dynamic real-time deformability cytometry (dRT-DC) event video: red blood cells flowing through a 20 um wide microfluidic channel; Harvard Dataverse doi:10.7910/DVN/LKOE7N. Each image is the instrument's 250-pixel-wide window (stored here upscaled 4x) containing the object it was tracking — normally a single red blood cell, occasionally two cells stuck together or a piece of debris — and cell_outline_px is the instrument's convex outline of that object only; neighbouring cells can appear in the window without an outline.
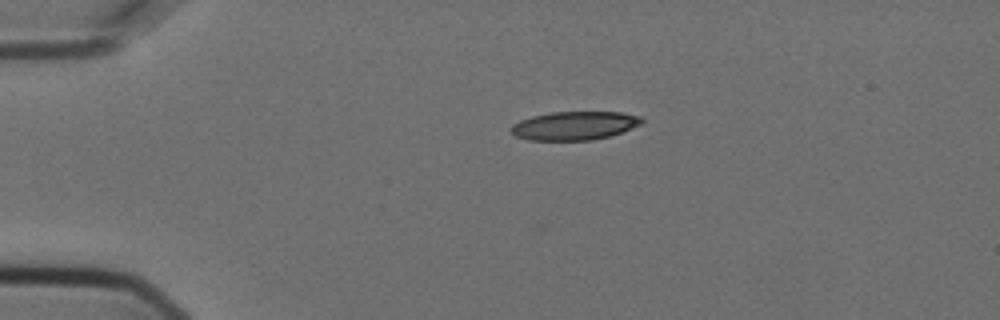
{"species": "Egyptian fruit bat (a non-hibernating species)", "species_latin": "Rousettus aegyptiacus", "temperature_condition": "cold", "stored_images_in_passage": 2, "camera_frame_rate_fps": 3000, "um_per_image_px": 0.085, "animal": {"sex": "female"}, "frame": {"image": 1, "passage_image": 1, "time_ms": 0.0, "image_size_px": [1000, 320], "cell_outline_px": [[644, 120], [640, 124], [620, 132], [608, 136], [592, 140], [528, 140], [516, 136], [508, 132], [508, 128], [512, 124], [520, 120], [532, 116], [552, 112], [620, 112], [640, 116]], "centroid_in_image_um": [48.75, 10.68], "position_along_channel_um": 36.2, "area_um2": 21.73}}